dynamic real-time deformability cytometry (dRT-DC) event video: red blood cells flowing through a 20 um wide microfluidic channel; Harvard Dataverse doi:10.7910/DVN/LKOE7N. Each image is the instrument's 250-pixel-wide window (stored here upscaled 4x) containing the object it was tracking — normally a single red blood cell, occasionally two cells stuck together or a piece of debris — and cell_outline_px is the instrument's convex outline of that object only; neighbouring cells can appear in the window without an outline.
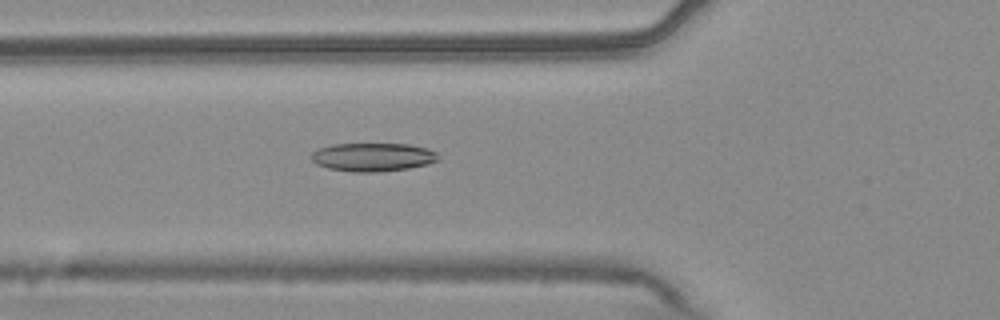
{"species": "common noctule bat (a hibernating species)", "species_latin": "Nyctalus noctula", "temperature_condition": "warm", "stored_images_in_passage": 55, "camera_frame_rate_fps": 3000, "um_per_image_px": 0.085, "animal": {"sex": "male", "body_mass_g": 20.4}, "frame": {"image": 1, "passage_image": 20, "time_ms": 6.333, "image_size_px": [1000, 320], "cell_outline_px": [[440, 160], [428, 164], [408, 168], [376, 172], [352, 172], [328, 168], [316, 164], [312, 160], [312, 152], [320, 148], [332, 144], [408, 144], [428, 148], [436, 152], [440, 156]], "centroid_in_image_um": [31.73, 13.35], "position_along_channel_um": 94.1, "area_um2": 21.1}}
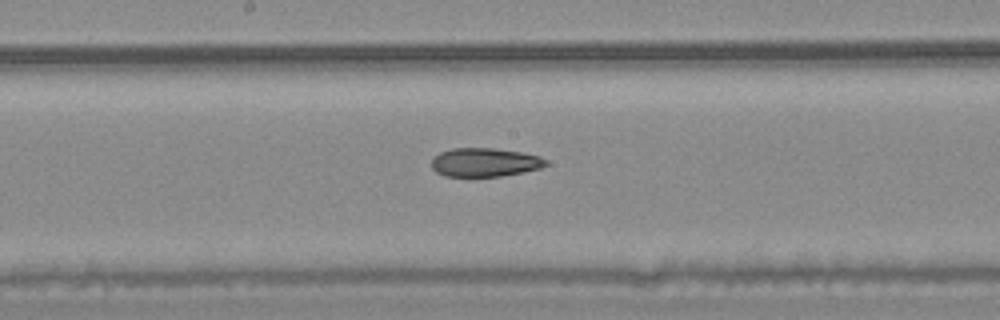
{"frame": {"image": 2, "passage_image": 29, "time_ms": 9.333, "image_size_px": [1000, 320], "cell_outline_px": [[548, 164], [540, 168], [500, 176], [444, 176], [436, 172], [432, 168], [432, 160], [440, 152], [452, 148], [492, 148], [520, 152], [540, 156], [548, 160]], "centroid_in_image_um": [41.2, 13.79], "position_along_channel_um": 207.0, "area_um2": 18.96}}
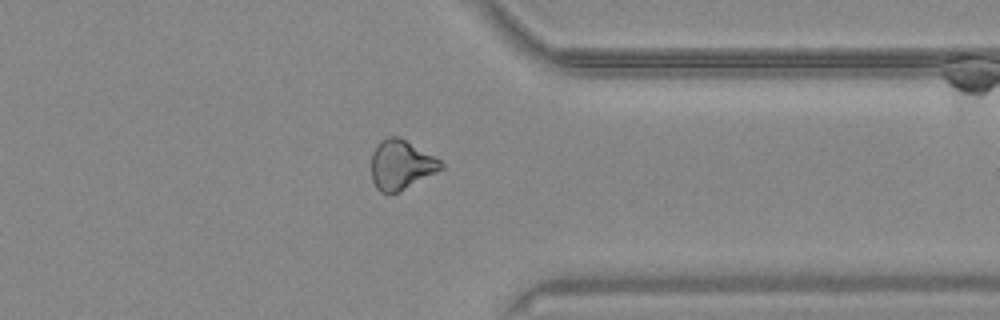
{"frame": {"image": 3, "passage_image": 43, "time_ms": 14.0, "image_size_px": [1000, 320], "cell_outline_px": [[444, 168], [400, 192], [380, 192], [376, 188], [372, 180], [372, 152], [380, 140], [388, 136], [400, 136], [440, 160], [444, 164]], "centroid_in_image_um": [34.09, 14.0], "position_along_channel_um": 377.3, "area_um2": 20.11}, "authors_computed_cell_mechanics": {"area_um2": 20.6924, "velocity_mm_per_s": 3.7502, "shape_relaxation_time_tau1_ms": null, "shape_relaxation_time_tau2_ms": 7.3691, "deformation_change_tau1": null, "deformation_change_tau2": 0.159}}